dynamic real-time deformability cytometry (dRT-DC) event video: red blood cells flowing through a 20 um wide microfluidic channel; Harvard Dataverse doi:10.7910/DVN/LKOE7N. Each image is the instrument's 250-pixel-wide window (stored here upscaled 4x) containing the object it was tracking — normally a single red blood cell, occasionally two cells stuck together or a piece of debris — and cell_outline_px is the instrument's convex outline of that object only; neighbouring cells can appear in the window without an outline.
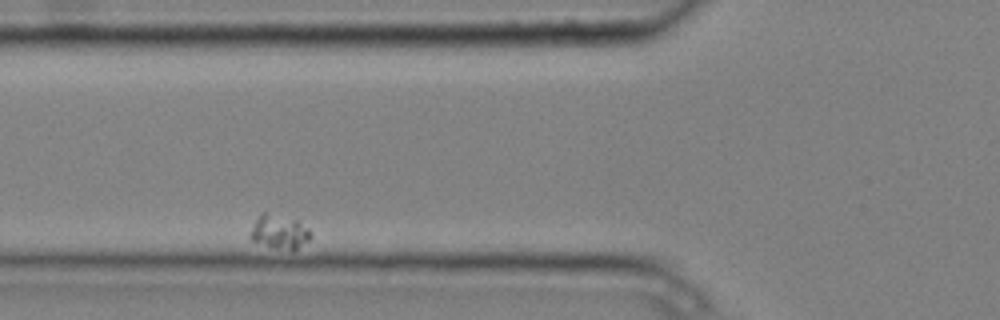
{"species": "common noctule bat (a hibernating species)", "species_latin": "Nyctalus noctula", "temperature_condition": "cold", "stored_images_in_passage": 5, "camera_frame_rate_fps": 3000, "um_per_image_px": 0.085, "animal": {"sex": "male", "body_mass_g": 20.4}, "frame": {"image": 1, "passage_image": 2, "time_ms": 0.333, "image_size_px": [1000, 320], "cell_outline_px": [[312, 236], [308, 240], [292, 252], [276, 248], [252, 240], [248, 236], [260, 212], [264, 212], [296, 220], [308, 228], [312, 232]], "centroid_in_image_um": [23.76, 19.73], "position_along_channel_um": 102.0, "area_um2": 11.85}}
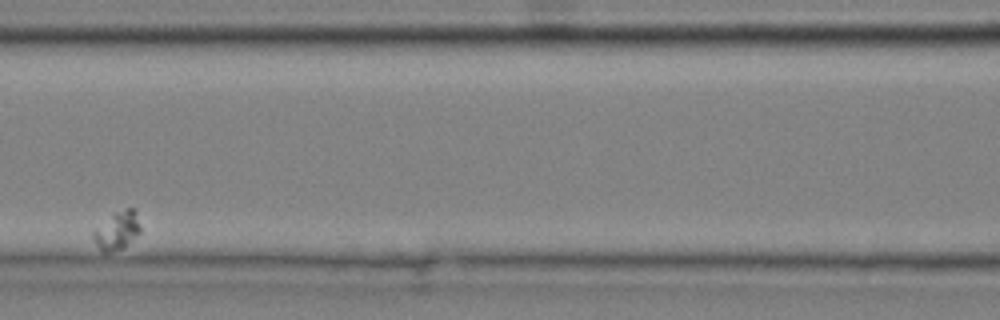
{"frame": {"image": 2, "passage_image": 4, "time_ms": 1.0, "image_size_px": [1000, 320], "cell_outline_px": [[140, 232], [120, 248], [108, 252], [104, 252], [96, 244], [92, 236], [92, 232], [112, 212], [128, 208], [136, 208], [140, 228]], "centroid_in_image_um": [9.94, 19.53], "position_along_channel_um": 156.7, "area_um2": 10.23}}